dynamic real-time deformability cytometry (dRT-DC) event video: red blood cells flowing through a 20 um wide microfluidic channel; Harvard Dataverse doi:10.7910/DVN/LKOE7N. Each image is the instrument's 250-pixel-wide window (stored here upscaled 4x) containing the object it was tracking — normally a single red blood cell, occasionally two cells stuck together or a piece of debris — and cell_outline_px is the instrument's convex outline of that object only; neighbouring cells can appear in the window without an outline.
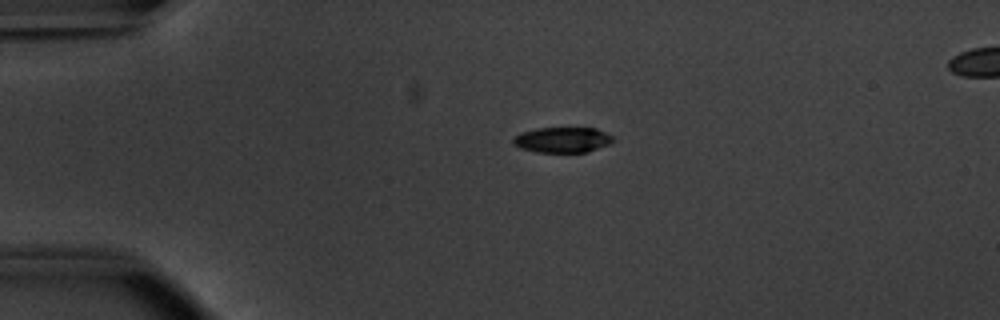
{"species": "common noctule bat (a hibernating species)", "species_latin": "Nyctalus noctula", "temperature_condition": "warm", "stored_images_in_passage": 42, "camera_frame_rate_fps": 3000, "um_per_image_px": 0.085, "animal": {"sex": "male", "body_mass_g": 20.1, "forearm_length_mm": 53.5}, "frame": {"image": 1, "passage_image": 1, "time_ms": 0.0, "image_size_px": [1000, 320], "cell_outline_px": [[616, 140], [608, 144], [588, 152], [536, 152], [520, 148], [512, 144], [512, 140], [520, 132], [536, 128], [596, 128], [612, 136]], "centroid_in_image_um": [47.79, 11.89], "position_along_channel_um": 37.2, "area_um2": 14.85}}
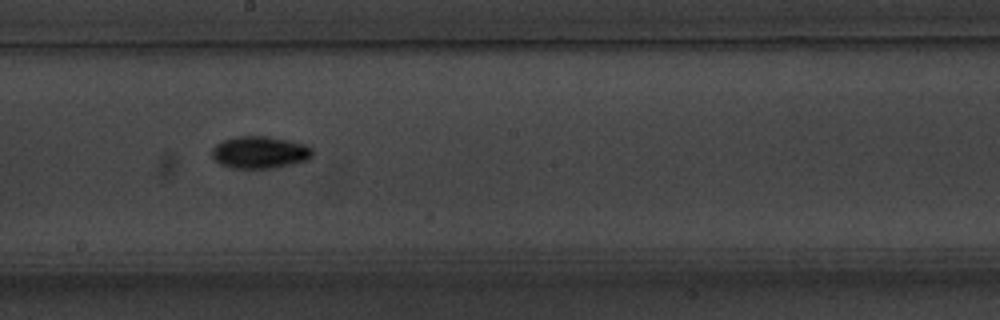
{"frame": {"image": 2, "passage_image": 19, "time_ms": 6.0, "image_size_px": [1000, 320], "cell_outline_px": [[312, 156], [308, 160], [296, 164], [276, 168], [228, 168], [220, 164], [212, 156], [212, 148], [216, 144], [224, 140], [240, 136], [268, 136], [288, 140], [304, 144], [312, 148]], "centroid_in_image_um": [22.1, 12.96], "position_along_channel_um": 226.1, "area_um2": 19.02}}
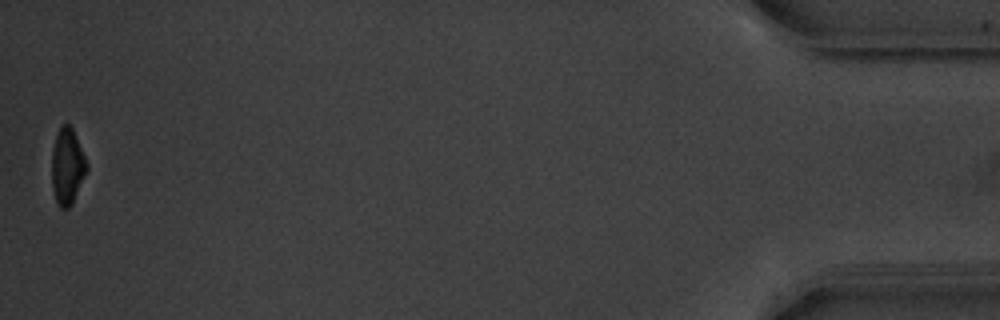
{"frame": {"image": 3, "passage_image": 42, "time_ms": 13.667, "image_size_px": [1000, 320], "cell_outline_px": [[88, 168], [72, 204], [68, 208], [60, 208], [56, 200], [52, 188], [52, 152], [56, 136], [60, 128], [64, 124], [68, 124], [72, 128], [88, 164]], "centroid_in_image_um": [5.72, 14.17], "position_along_channel_um": 429.5, "area_um2": 15.26}, "authors_computed_cell_mechanics": {"area_um2": 16.9065, "velocity_mm_per_s": 3.8033, "shape_relaxation_time_tau1_ms": 2.5073, "shape_relaxation_time_tau2_ms": 10.8908, "deformation_change_tau1": 0.1312, "deformation_change_tau2": 0.1271}}